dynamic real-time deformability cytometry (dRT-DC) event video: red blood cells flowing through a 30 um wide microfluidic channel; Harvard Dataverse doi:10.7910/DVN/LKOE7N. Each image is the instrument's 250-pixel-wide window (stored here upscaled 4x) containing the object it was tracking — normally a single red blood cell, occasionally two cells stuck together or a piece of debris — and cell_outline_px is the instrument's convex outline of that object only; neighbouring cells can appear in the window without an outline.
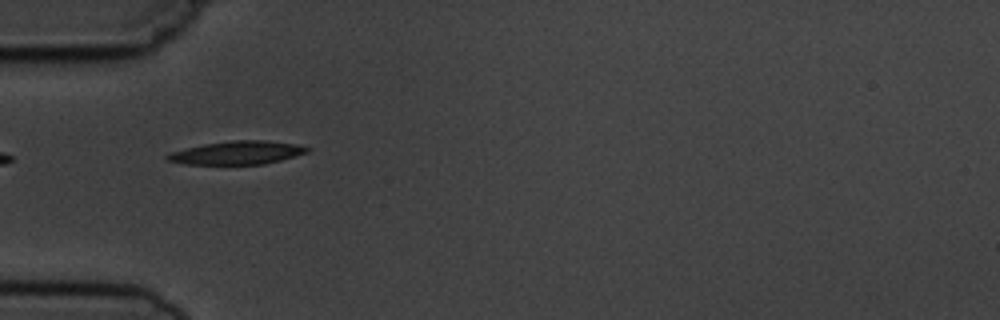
{"species": "common noctule bat (a hibernating species)", "species_latin": "Nyctalus noctula", "temperature_condition": "cold", "stored_images_in_passage": 6, "camera_frame_rate_fps": 3000, "um_per_image_px": 0.085, "animal": {"sex": "male", "body_mass_g": 19.5, "forearm_length_mm": 54.6}, "frame": {"image": 1, "passage_image": 5, "time_ms": 4.667, "image_size_px": [1000, 320], "cell_outline_px": [[312, 148], [308, 152], [280, 160], [264, 164], [184, 164], [168, 160], [164, 156], [168, 152], [204, 144], [232, 140], [264, 140], [296, 144]], "centroid_in_image_um": [20.14, 12.98], "position_along_channel_um": 64.9, "area_um2": 18.96}}
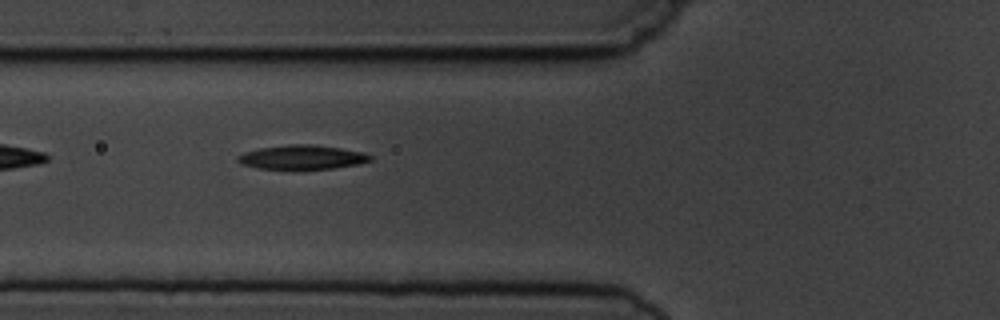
{"frame": {"image": 2, "passage_image": 6, "time_ms": 5.667, "image_size_px": [1000, 320], "cell_outline_px": [[372, 160], [360, 164], [332, 168], [256, 168], [240, 164], [236, 160], [236, 156], [244, 152], [260, 148], [288, 144], [312, 144], [340, 148], [364, 152], [372, 156]], "centroid_in_image_um": [25.67, 13.35], "position_along_channel_um": 100.1, "area_um2": 18.55}}